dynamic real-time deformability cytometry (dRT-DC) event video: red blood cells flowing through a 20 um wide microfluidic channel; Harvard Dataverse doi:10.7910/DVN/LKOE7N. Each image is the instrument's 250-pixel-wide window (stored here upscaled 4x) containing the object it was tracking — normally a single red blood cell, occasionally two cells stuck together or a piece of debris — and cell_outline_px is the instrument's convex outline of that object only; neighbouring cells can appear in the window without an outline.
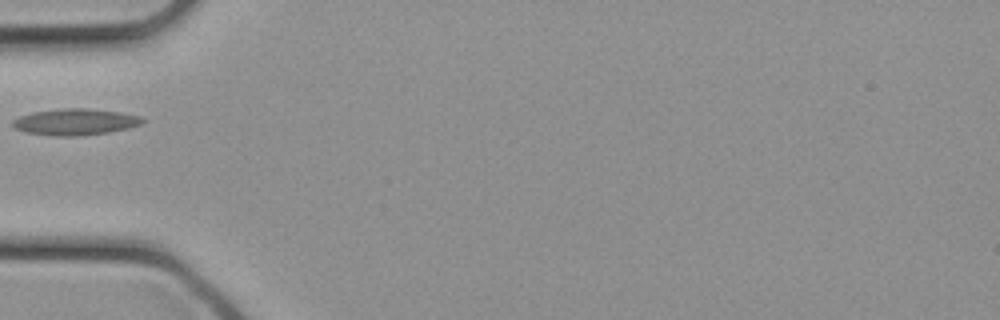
{"species": "common noctule bat (a hibernating species)", "species_latin": "Nyctalus noctula", "temperature_condition": "cold", "stored_images_in_passage": 2, "camera_frame_rate_fps": 3000, "um_per_image_px": 0.085, "animal": {"sex": "female", "body_mass_g": 21.9}, "frame": {"image": 1, "passage_image": 1, "time_ms": 0.0, "image_size_px": [1000, 320], "cell_outline_px": [[144, 120], [140, 124], [128, 128], [112, 132], [80, 136], [56, 136], [24, 132], [16, 128], [12, 124], [12, 120], [20, 116], [32, 112], [60, 108], [88, 108], [120, 112], [140, 116]], "centroid_in_image_um": [6.39, 10.36], "position_along_channel_um": 78.6, "area_um2": 20.06}}